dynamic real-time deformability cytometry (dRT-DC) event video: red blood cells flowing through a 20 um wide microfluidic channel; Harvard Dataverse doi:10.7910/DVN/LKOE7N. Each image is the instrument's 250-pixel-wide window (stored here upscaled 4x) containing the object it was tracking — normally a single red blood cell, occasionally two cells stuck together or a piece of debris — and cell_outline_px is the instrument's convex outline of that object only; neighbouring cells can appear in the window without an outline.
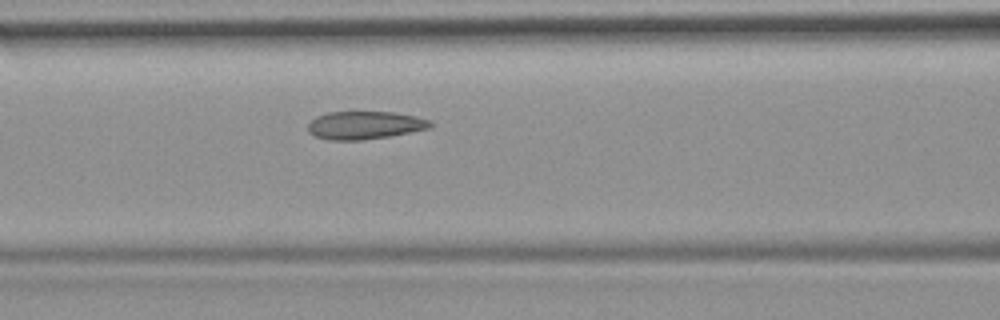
{"species": "common noctule bat (a hibernating species)", "species_latin": "Nyctalus noctula", "temperature_condition": "room temperature", "stored_images_in_passage": 37, "camera_frame_rate_fps": 3000, "um_per_image_px": 0.085, "animal": {"sex": "female", "body_mass_g": 19.9}, "frame": {"image": 1, "passage_image": 6, "time_ms": 1.667, "image_size_px": [1000, 320], "cell_outline_px": [[432, 128], [388, 136], [360, 140], [328, 140], [316, 136], [308, 132], [308, 124], [316, 116], [328, 112], [392, 112], [416, 116], [432, 120]], "centroid_in_image_um": [31.02, 10.64], "position_along_channel_um": 135.6, "area_um2": 19.94}}